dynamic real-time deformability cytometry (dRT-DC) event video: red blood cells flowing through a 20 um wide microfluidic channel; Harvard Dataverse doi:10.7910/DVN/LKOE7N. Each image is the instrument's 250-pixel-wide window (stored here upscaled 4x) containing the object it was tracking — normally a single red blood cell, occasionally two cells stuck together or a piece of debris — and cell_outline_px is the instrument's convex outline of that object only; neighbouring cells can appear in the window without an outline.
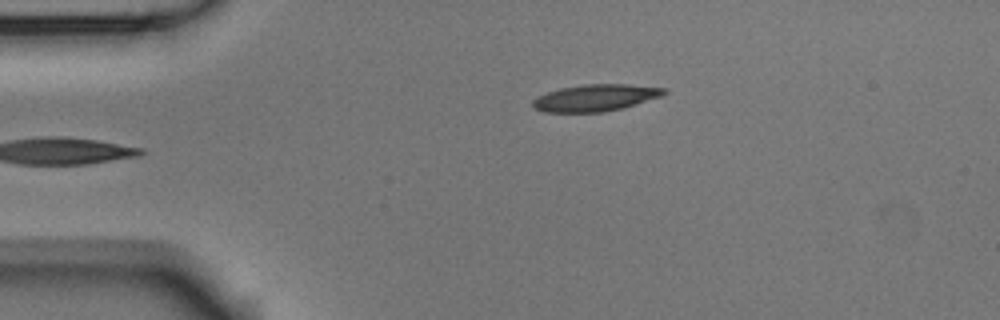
{"species": "Egyptian fruit bat (a non-hibernating species)", "species_latin": "Rousettus aegyptiacus", "temperature_condition": "room temperature", "stored_images_in_passage": 4, "camera_frame_rate_fps": 3000, "um_per_image_px": 0.085, "animal": {"sex": "male"}, "frame": {"image": 1, "passage_image": 4, "time_ms": 1.0, "image_size_px": [1000, 320], "cell_outline_px": [[668, 92], [660, 96], [624, 108], [604, 112], [544, 112], [536, 108], [532, 104], [532, 100], [548, 92], [560, 88], [584, 84], [628, 84], [664, 88]], "centroid_in_image_um": [50.62, 8.31], "position_along_channel_um": 34.4, "area_um2": 20.35}}